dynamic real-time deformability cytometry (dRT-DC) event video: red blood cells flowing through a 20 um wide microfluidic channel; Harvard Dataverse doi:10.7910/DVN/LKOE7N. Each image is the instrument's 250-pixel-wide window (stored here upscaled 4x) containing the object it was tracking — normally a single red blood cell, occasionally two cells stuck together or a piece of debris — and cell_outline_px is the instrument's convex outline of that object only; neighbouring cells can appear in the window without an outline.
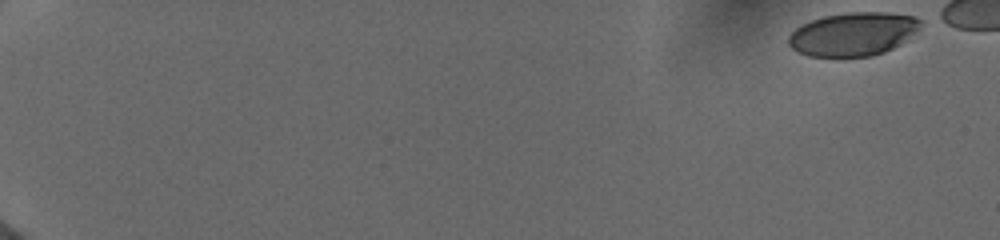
{"species": "human", "species_latin": "Homo sapiens", "temperature_condition": "cold", "stored_images_in_passage": 11, "camera_frame_rate_fps": 3000, "um_per_image_px": 0.085, "donor": {"sex": "female"}, "frame": {"image": 1, "passage_image": 1, "time_ms": 0.0, "image_size_px": [1000, 240], "cell_outline_px": [[924, 20], [920, 28], [916, 32], [900, 44], [884, 52], [872, 56], [808, 56], [792, 48], [788, 44], [788, 36], [796, 28], [812, 20], [824, 16], [848, 12], [888, 12], [916, 16]], "centroid_in_image_um": [72.56, 2.88], "position_along_channel_um": 12.4, "area_um2": 33.47}}